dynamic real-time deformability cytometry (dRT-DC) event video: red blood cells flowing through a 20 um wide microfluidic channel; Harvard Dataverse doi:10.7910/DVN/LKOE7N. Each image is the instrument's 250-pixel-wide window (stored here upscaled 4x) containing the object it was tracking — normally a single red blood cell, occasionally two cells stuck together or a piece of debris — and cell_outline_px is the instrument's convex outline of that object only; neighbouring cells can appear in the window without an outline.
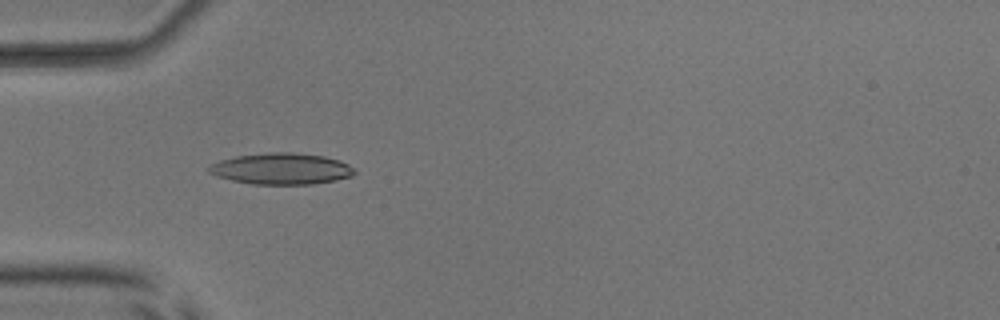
{"species": "common noctule bat (a hibernating species)", "species_latin": "Nyctalus noctula", "temperature_condition": "room temperature", "stored_images_in_passage": 16, "camera_frame_rate_fps": 3000, "um_per_image_px": 0.085, "animal": {"sex": "male", "body_mass_g": 17.9, "forearm_length_mm": 54.2}, "frame": {"image": 1, "passage_image": 5, "time_ms": 1.333, "image_size_px": [1000, 320], "cell_outline_px": [[356, 172], [352, 176], [336, 180], [312, 184], [252, 184], [232, 180], [216, 176], [208, 172], [208, 168], [212, 164], [220, 160], [236, 156], [272, 152], [292, 152], [324, 156], [340, 160], [356, 168]], "centroid_in_image_um": [23.95, 14.34], "position_along_channel_um": 61.0, "area_um2": 26.59}}
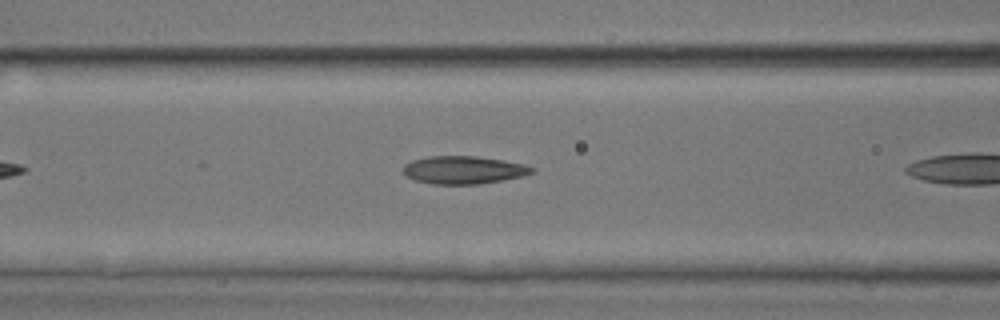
{"frame": {"image": 2, "passage_image": 7, "time_ms": 2.0, "image_size_px": [1000, 320], "cell_outline_px": [[536, 172], [520, 176], [480, 184], [432, 184], [416, 180], [408, 176], [404, 172], [404, 164], [412, 160], [428, 156], [476, 156], [524, 164], [536, 168]], "centroid_in_image_um": [39.41, 14.44], "position_along_channel_um": 127.2, "area_um2": 20.69}}
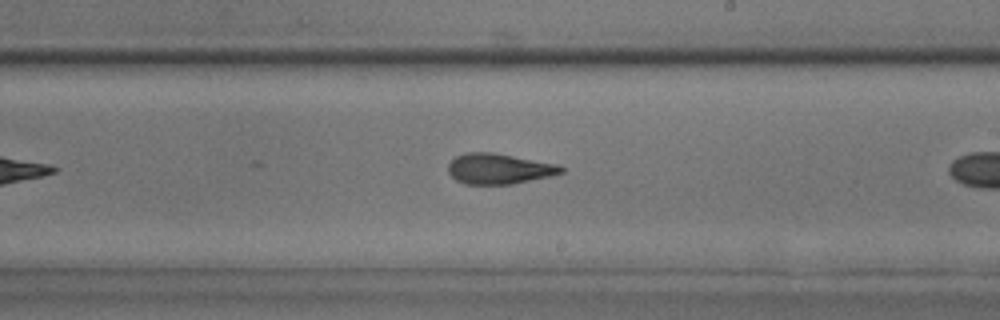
{"frame": {"image": 3, "passage_image": 16, "time_ms": 5.0, "image_size_px": [1000, 320], "cell_outline_px": [[564, 172], [552, 176], [512, 184], [464, 184], [456, 180], [448, 172], [448, 164], [456, 156], [464, 152], [492, 152], [556, 164], [564, 168]], "centroid_in_image_um": [42.4, 14.35], "position_along_channel_um": 246.6, "area_um2": 20.06}}